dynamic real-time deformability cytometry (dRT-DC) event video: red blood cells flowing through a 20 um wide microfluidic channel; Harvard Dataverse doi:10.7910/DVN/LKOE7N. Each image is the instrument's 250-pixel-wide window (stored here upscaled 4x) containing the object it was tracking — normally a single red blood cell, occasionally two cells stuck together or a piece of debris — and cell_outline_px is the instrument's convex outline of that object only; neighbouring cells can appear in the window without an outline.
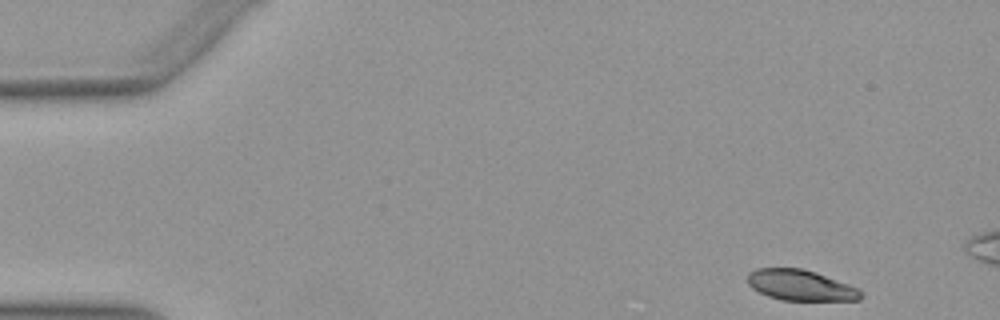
{"species": "Egyptian fruit bat (a non-hibernating species)", "species_latin": "Rousettus aegyptiacus", "temperature_condition": "warm", "stored_images_in_passage": 12, "camera_frame_rate_fps": 3000, "um_per_image_px": 0.085, "animal": {"sex": "female"}, "frame": {"image": 1, "passage_image": 1, "time_ms": 0.0, "image_size_px": [1000, 320], "cell_outline_px": [[864, 296], [860, 300], [780, 300], [768, 296], [752, 288], [748, 284], [748, 272], [756, 268], [800, 268], [816, 272], [860, 288]], "centroid_in_image_um": [68.07, 24.24], "position_along_channel_um": 16.9, "area_um2": 20.4}}